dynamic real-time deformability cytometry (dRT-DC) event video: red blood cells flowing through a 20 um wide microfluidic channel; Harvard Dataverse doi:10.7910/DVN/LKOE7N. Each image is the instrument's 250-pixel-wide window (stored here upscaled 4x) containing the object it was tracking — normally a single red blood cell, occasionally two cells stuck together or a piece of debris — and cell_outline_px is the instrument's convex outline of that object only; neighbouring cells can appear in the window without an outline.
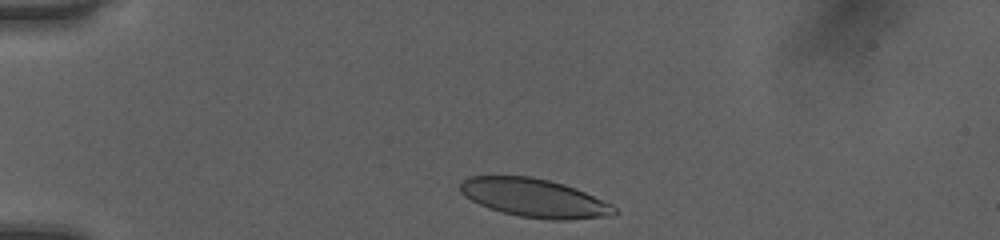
{"species": "human", "species_latin": "Homo sapiens", "temperature_condition": "room temperature", "stored_images_in_passage": 34, "camera_frame_rate_fps": 3000, "um_per_image_px": 0.085, "donor": {"sex": "female"}, "frame": {"image": 1, "passage_image": 2, "time_ms": 0.333, "image_size_px": [1000, 240], "cell_outline_px": [[616, 212], [612, 216], [568, 220], [548, 220], [520, 216], [488, 208], [464, 196], [460, 192], [460, 180], [468, 176], [528, 176], [548, 180], [564, 184], [584, 192], [612, 204], [616, 208]], "centroid_in_image_um": [45.4, 16.83], "position_along_channel_um": 39.6, "area_um2": 34.51}}
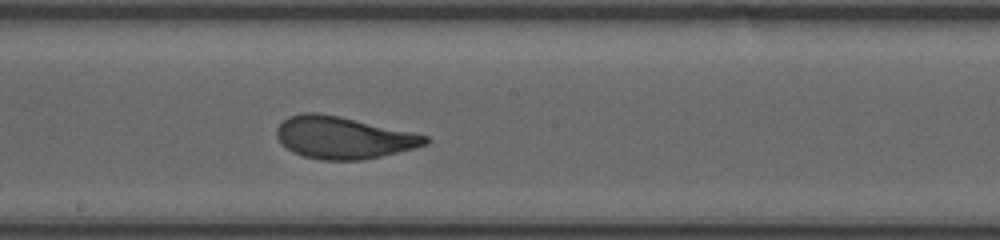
{"frame": {"image": 2, "passage_image": 19, "time_ms": 6.0, "image_size_px": [1000, 240], "cell_outline_px": [[428, 144], [364, 160], [320, 160], [304, 156], [292, 152], [276, 136], [276, 128], [288, 116], [304, 112], [316, 112], [340, 116], [428, 136]], "centroid_in_image_um": [29.14, 11.69], "position_along_channel_um": 219.1, "area_um2": 36.07}}
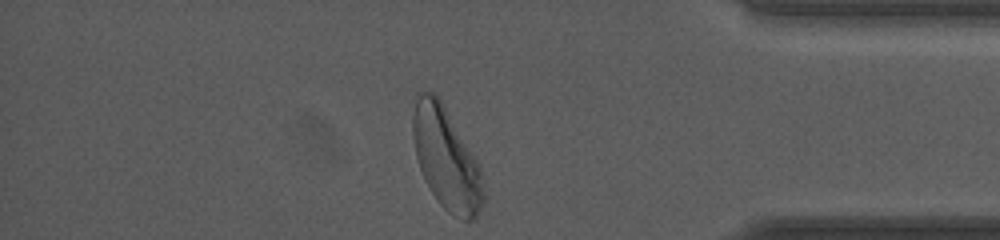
{"frame": {"image": 3, "passage_image": 34, "time_ms": 11.0, "image_size_px": [1000, 240], "cell_outline_px": [[484, 200], [476, 216], [472, 220], [464, 220], [452, 216], [436, 200], [420, 168], [416, 156], [412, 136], [412, 116], [416, 92], [436, 92], [476, 160], [480, 168], [484, 192]], "centroid_in_image_um": [37.9, 13.46], "position_along_channel_um": 397.3, "area_um2": 41.5}, "authors_computed_cell_mechanics": {"area_um2": 36.3273, "velocity_mm_per_s": 4.0162, "shape_relaxation_time_tau1_ms": 3.061, "shape_relaxation_time_tau2_ms": 0.7526, "deformation_change_tau1": 0.1514, "deformation_change_tau2": 0.0685}}